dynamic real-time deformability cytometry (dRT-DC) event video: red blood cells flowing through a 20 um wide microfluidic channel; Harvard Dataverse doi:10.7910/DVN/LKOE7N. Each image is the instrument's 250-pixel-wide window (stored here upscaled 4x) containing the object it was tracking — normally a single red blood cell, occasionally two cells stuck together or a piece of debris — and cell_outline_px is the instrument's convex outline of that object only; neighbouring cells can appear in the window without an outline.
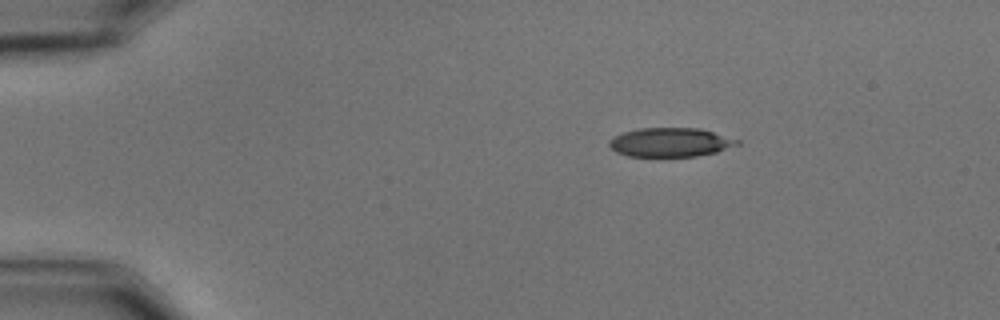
{"species": "common noctule bat (a hibernating species)", "species_latin": "Nyctalus noctula", "temperature_condition": "cold", "stored_images_in_passage": 4, "camera_frame_rate_fps": 3000, "um_per_image_px": 0.085, "animal": {"sex": "male", "body_mass_g": 15.6}, "frame": {"image": 1, "passage_image": 1, "time_ms": 0.0, "image_size_px": [1000, 320], "cell_outline_px": [[716, 148], [704, 152], [680, 156], [644, 156], [628, 152], [676, 132], [708, 132], [712, 136]], "centroid_in_image_um": [57.64, 12.32], "position_along_channel_um": 27.4, "area_um2": 10.35}}